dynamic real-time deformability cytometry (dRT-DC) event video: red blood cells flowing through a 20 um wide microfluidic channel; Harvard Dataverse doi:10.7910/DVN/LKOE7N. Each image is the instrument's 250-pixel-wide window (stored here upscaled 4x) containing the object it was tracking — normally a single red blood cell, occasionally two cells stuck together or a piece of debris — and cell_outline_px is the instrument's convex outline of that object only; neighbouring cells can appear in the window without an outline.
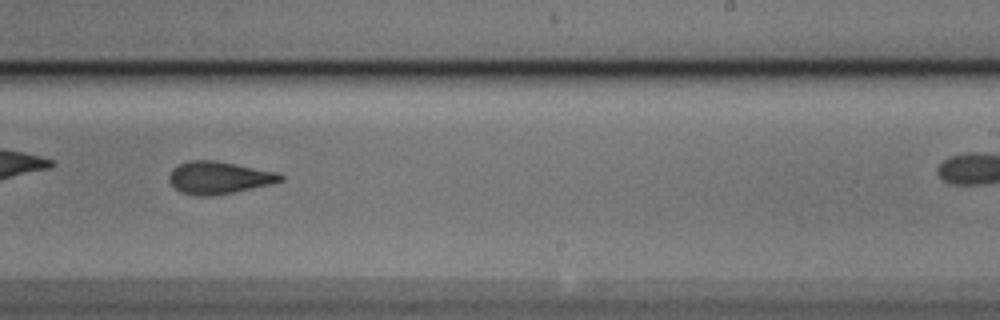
{"species": "Egyptian fruit bat (a non-hibernating species)", "species_latin": "Rousettus aegyptiacus", "temperature_condition": "cold", "stored_images_in_passage": 31, "camera_frame_rate_fps": 3000, "um_per_image_px": 0.085, "animal": {"sex": "male"}, "frame": {"image": 1, "passage_image": 25, "time_ms": 8.0, "image_size_px": [1000, 320], "cell_outline_px": [[284, 180], [268, 184], [232, 192], [212, 196], [196, 196], [180, 192], [168, 180], [168, 176], [172, 168], [188, 160], [216, 160], [280, 172], [284, 176]], "centroid_in_image_um": [18.59, 15.09], "position_along_channel_um": 270.4, "area_um2": 21.1}}